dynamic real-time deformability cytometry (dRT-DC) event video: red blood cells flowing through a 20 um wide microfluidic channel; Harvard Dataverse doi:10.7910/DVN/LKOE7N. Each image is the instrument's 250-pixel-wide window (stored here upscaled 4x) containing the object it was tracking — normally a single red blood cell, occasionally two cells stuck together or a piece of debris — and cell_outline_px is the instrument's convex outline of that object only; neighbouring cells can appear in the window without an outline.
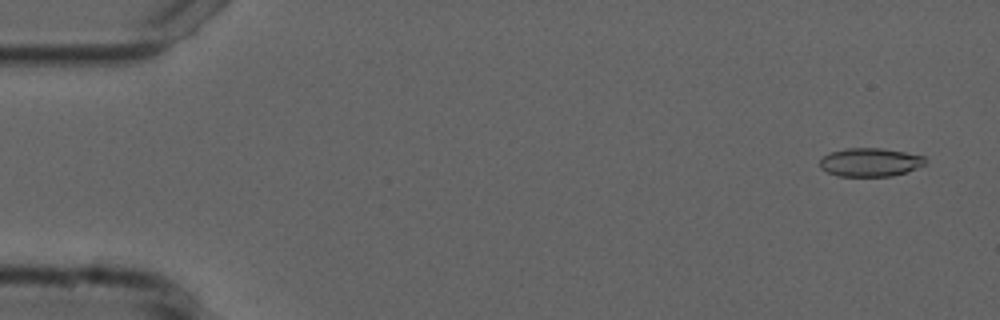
{"species": "common noctule bat (a hibernating species)", "species_latin": "Nyctalus noctula", "temperature_condition": "cold", "stored_images_in_passage": 54, "camera_frame_rate_fps": 3000, "um_per_image_px": 0.085, "animal": {"sex": "male", "forearm_length_mm": 52.5}, "frame": {"image": 1, "passage_image": 3, "time_ms": 0.667, "image_size_px": [1000, 320], "cell_outline_px": [[928, 160], [924, 164], [908, 172], [892, 176], [836, 176], [820, 168], [820, 160], [828, 152], [844, 148], [884, 148], [924, 156]], "centroid_in_image_um": [73.95, 13.79], "position_along_channel_um": 11.0, "area_um2": 17.69}}
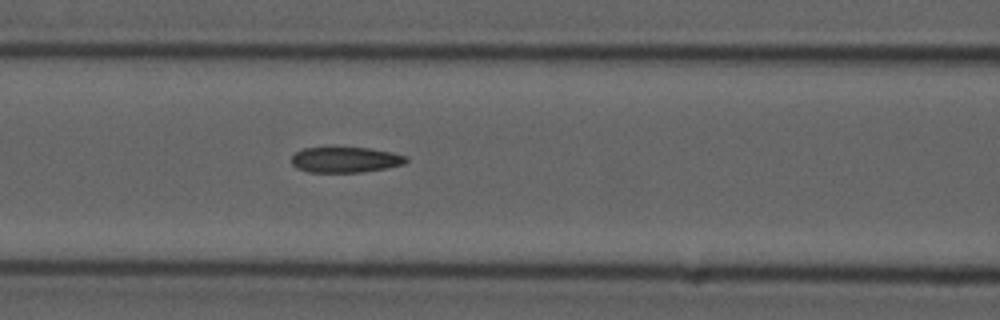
{"frame": {"image": 2, "passage_image": 23, "time_ms": 7.333, "image_size_px": [1000, 320], "cell_outline_px": [[408, 160], [404, 164], [384, 168], [360, 172], [308, 172], [296, 168], [292, 164], [292, 156], [296, 152], [304, 148], [368, 148], [392, 152], [408, 156]], "centroid_in_image_um": [29.36, 13.58], "position_along_channel_um": 137.2, "area_um2": 16.94}}
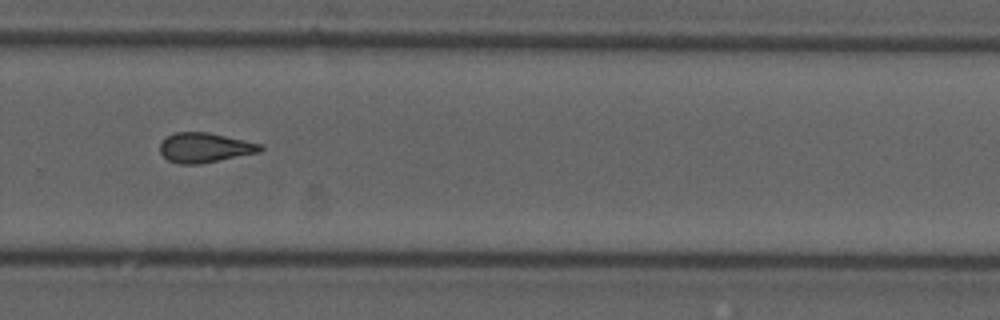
{"frame": {"image": 3, "passage_image": 37, "time_ms": 12.0, "image_size_px": [1000, 320], "cell_outline_px": [[264, 148], [260, 152], [200, 164], [176, 164], [168, 160], [160, 152], [160, 144], [168, 136], [176, 132], [208, 132], [264, 144]], "centroid_in_image_um": [17.44, 12.55], "position_along_channel_um": 312.4, "area_um2": 17.46}, "authors_computed_cell_mechanics": {"area_um2": 17.6868, "velocity_mm_per_s": 3.762, "shape_relaxation_time_tau1_ms": null, "shape_relaxation_time_tau2_ms": 3.6173, "deformation_change_tau1": null, "deformation_change_tau2": 0.1295}}